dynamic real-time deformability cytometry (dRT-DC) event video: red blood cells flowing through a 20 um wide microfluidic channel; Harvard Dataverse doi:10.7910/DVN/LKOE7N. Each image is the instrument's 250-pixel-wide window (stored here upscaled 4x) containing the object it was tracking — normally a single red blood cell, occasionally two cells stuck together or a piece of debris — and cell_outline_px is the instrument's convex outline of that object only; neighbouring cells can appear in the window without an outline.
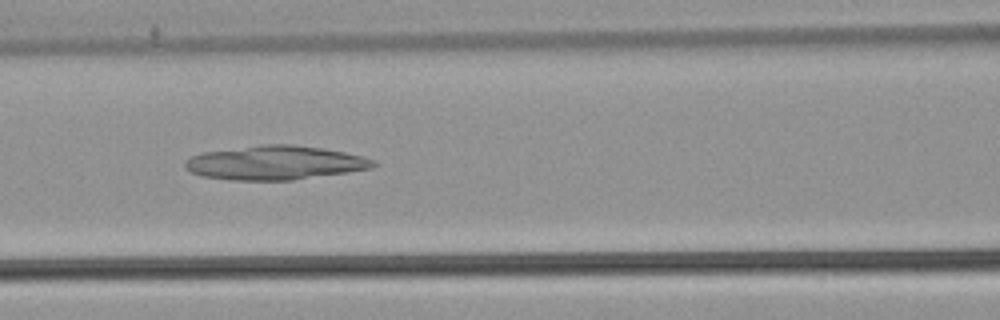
{"species": "common noctule bat (a hibernating species)", "species_latin": "Nyctalus noctula", "temperature_condition": "warm", "stored_images_in_passage": 46, "camera_frame_rate_fps": 3000, "um_per_image_px": 0.085, "animal": {"sex": "male", "body_mass_g": 21.5, "forearm_length_mm": 52.0}, "frame": {"image": 1, "passage_image": 17, "time_ms": 5.333, "image_size_px": [1000, 320], "cell_outline_px": [[380, 164], [372, 168], [348, 172], [292, 180], [232, 180], [200, 176], [188, 172], [184, 164], [184, 160], [200, 152], [260, 144], [292, 144], [320, 148], [344, 152], [376, 160]], "centroid_in_image_um": [23.34, 13.83], "position_along_channel_um": 143.3, "area_um2": 37.63}}
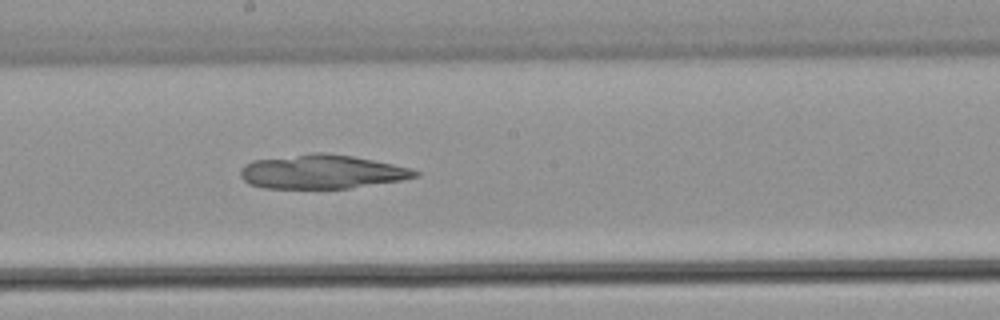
{"frame": {"image": 2, "passage_image": 23, "time_ms": 7.333, "image_size_px": [1000, 320], "cell_outline_px": [[420, 176], [400, 180], [348, 188], [264, 188], [248, 184], [240, 176], [240, 168], [244, 164], [252, 160], [312, 152], [324, 152], [352, 156], [392, 164], [408, 168], [420, 172]], "centroid_in_image_um": [27.29, 14.59], "position_along_channel_um": 220.9, "area_um2": 34.56}}
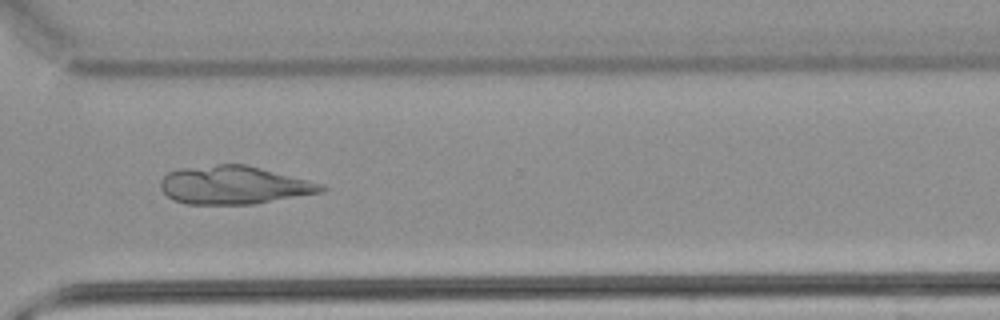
{"frame": {"image": 3, "passage_image": 33, "time_ms": 10.667, "image_size_px": [1000, 320], "cell_outline_px": [[328, 188], [320, 192], [256, 204], [188, 204], [172, 200], [160, 188], [160, 180], [168, 172], [180, 168], [216, 164], [244, 164], [324, 184]], "centroid_in_image_um": [19.85, 15.73], "position_along_channel_um": 350.7, "area_um2": 35.72}}